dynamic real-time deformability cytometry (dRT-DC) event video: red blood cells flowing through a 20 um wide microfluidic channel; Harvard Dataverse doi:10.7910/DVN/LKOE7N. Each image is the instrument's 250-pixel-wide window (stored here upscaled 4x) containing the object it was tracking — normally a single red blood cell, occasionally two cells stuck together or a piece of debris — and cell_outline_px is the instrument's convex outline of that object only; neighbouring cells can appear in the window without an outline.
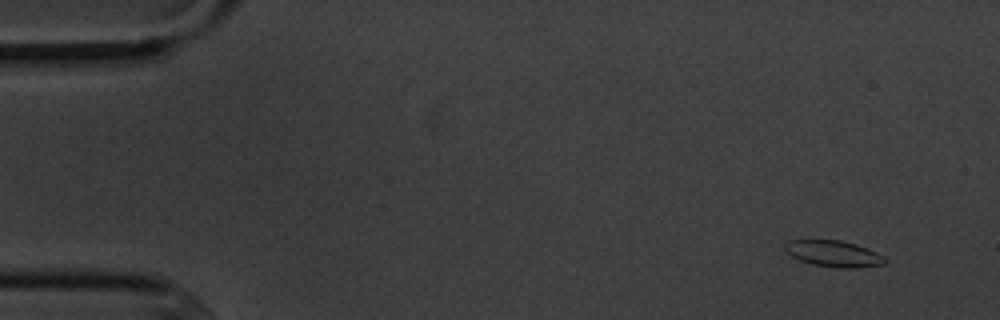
{"species": "common noctule bat (a hibernating species)", "species_latin": "Nyctalus noctula", "temperature_condition": "cold", "stored_images_in_passage": 5, "camera_frame_rate_fps": 3000, "um_per_image_px": 0.085, "animal": {"sex": "male", "body_mass_g": 20.1, "forearm_length_mm": 53.5}, "frame": {"image": 1, "passage_image": 1, "time_ms": 0.0, "image_size_px": [1000, 320], "cell_outline_px": [[888, 260], [884, 264], [856, 268], [836, 268], [812, 264], [800, 260], [792, 256], [784, 248], [784, 244], [788, 240], [840, 240], [856, 244], [868, 248], [884, 256]], "centroid_in_image_um": [70.88, 21.56], "position_along_channel_um": 14.1, "area_um2": 15.37}}
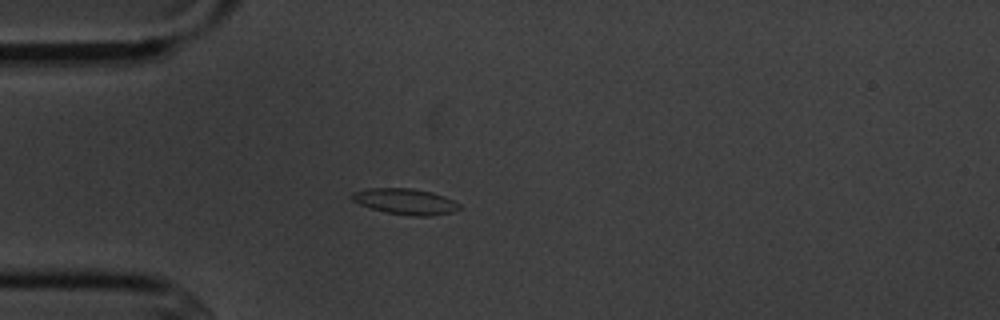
{"frame": {"image": 2, "passage_image": 4, "time_ms": 3.667, "image_size_px": [1000, 320], "cell_outline_px": [[460, 208], [452, 212], [428, 216], [412, 216], [388, 212], [372, 208], [360, 204], [352, 200], [352, 192], [368, 188], [412, 188], [432, 192], [444, 196], [460, 204]], "centroid_in_image_um": [34.46, 17.11], "position_along_channel_um": 50.5, "area_um2": 16.01}}